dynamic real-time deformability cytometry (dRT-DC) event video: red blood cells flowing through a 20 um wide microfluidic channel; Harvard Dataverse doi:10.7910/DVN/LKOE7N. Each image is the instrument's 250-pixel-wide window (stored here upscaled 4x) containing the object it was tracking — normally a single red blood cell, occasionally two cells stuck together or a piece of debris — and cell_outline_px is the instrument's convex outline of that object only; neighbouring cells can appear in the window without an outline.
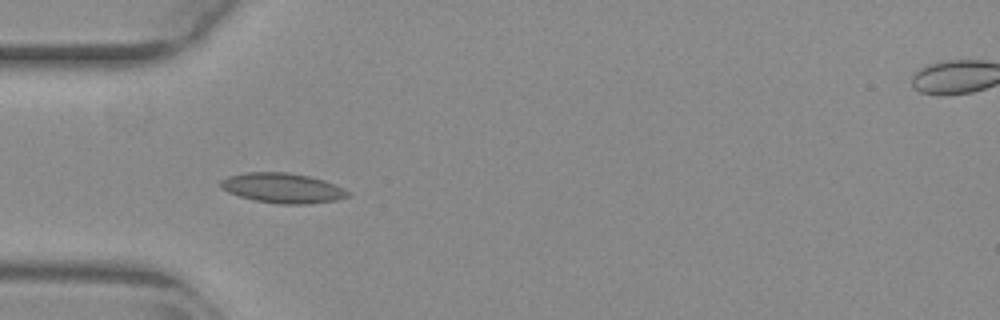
{"species": "common noctule bat (a hibernating species)", "species_latin": "Nyctalus noctula", "temperature_condition": "warm", "stored_images_in_passage": 18, "camera_frame_rate_fps": 3000, "um_per_image_px": 0.085, "animal": {"sex": "female", "body_mass_g": 29.2, "forearm_length_mm": 56.3}, "frame": {"image": 1, "passage_image": 1, "time_ms": 0.0, "image_size_px": [1000, 320], "cell_outline_px": [[348, 196], [336, 200], [308, 204], [280, 204], [252, 200], [228, 192], [220, 188], [220, 180], [228, 176], [244, 172], [288, 172], [308, 176], [324, 180], [344, 188], [348, 192]], "centroid_in_image_um": [23.98, 15.98], "position_along_channel_um": 61.0, "area_um2": 22.25}}
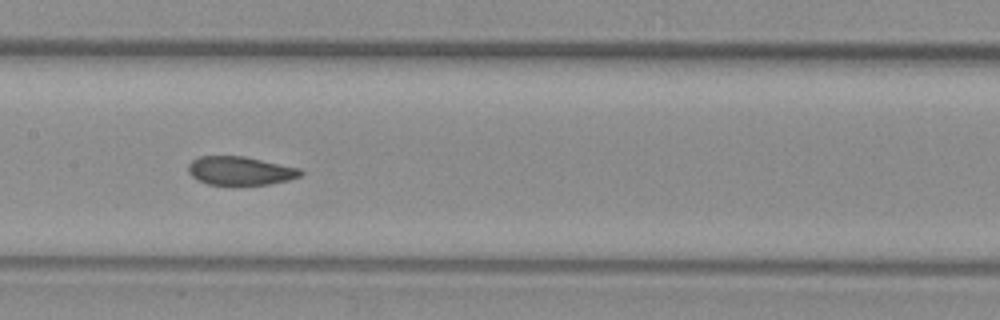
{"frame": {"image": 2, "passage_image": 11, "time_ms": 3.333, "image_size_px": [1000, 320], "cell_outline_px": [[304, 172], [300, 176], [288, 180], [268, 184], [208, 184], [196, 180], [188, 172], [188, 164], [192, 160], [200, 156], [244, 156], [300, 168]], "centroid_in_image_um": [20.4, 14.5], "position_along_channel_um": 187.0, "area_um2": 18.61}}
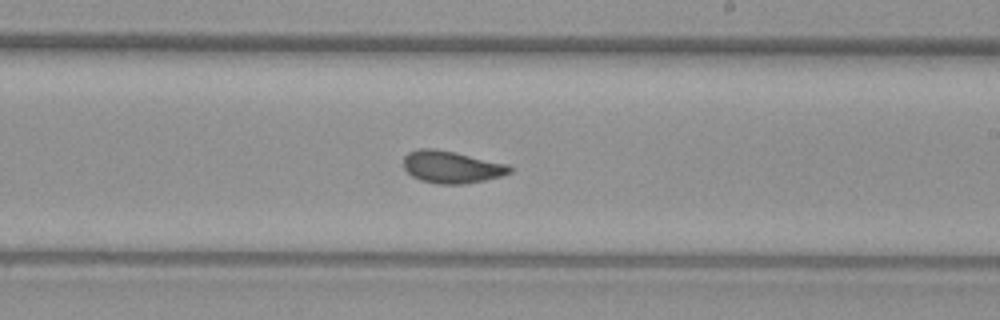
{"frame": {"image": 3, "passage_image": 16, "time_ms": 5.0, "image_size_px": [1000, 320], "cell_outline_px": [[512, 172], [500, 176], [484, 180], [464, 184], [436, 184], [420, 180], [412, 176], [404, 168], [404, 156], [408, 152], [420, 148], [436, 148], [456, 152], [508, 164], [512, 168]], "centroid_in_image_um": [38.37, 14.19], "position_along_channel_um": 250.6, "area_um2": 20.06}}